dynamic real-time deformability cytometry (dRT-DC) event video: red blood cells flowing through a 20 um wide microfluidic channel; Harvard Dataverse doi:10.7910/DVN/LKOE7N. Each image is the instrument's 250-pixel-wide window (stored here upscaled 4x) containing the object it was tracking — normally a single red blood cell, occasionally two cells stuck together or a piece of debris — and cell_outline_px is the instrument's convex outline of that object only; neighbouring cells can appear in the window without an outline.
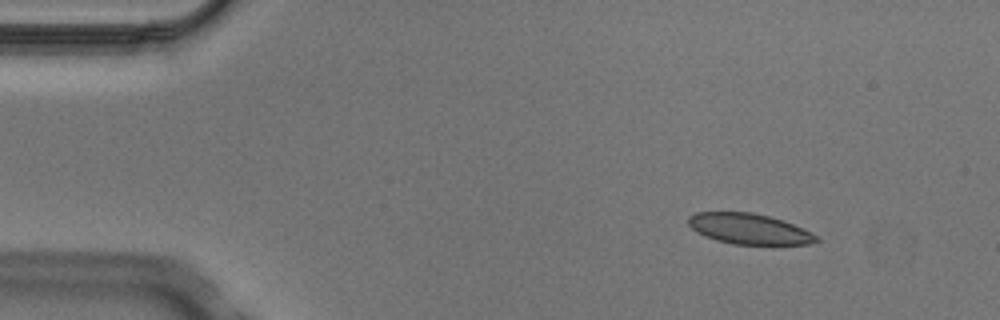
{"species": "Egyptian fruit bat (a non-hibernating species)", "species_latin": "Rousettus aegyptiacus", "temperature_condition": "cold", "stored_images_in_passage": 2, "camera_frame_rate_fps": 3000, "um_per_image_px": 0.085, "animal": {"sex": "male"}, "frame": {"image": 1, "passage_image": 1, "time_ms": 0.0, "image_size_px": [1000, 320], "cell_outline_px": [[820, 240], [808, 244], [776, 248], [772, 248], [732, 244], [716, 240], [704, 236], [696, 232], [688, 224], [688, 216], [696, 212], [752, 212], [784, 220], [820, 236]], "centroid_in_image_um": [63.76, 19.52], "position_along_channel_um": 21.2, "area_um2": 24.04}}